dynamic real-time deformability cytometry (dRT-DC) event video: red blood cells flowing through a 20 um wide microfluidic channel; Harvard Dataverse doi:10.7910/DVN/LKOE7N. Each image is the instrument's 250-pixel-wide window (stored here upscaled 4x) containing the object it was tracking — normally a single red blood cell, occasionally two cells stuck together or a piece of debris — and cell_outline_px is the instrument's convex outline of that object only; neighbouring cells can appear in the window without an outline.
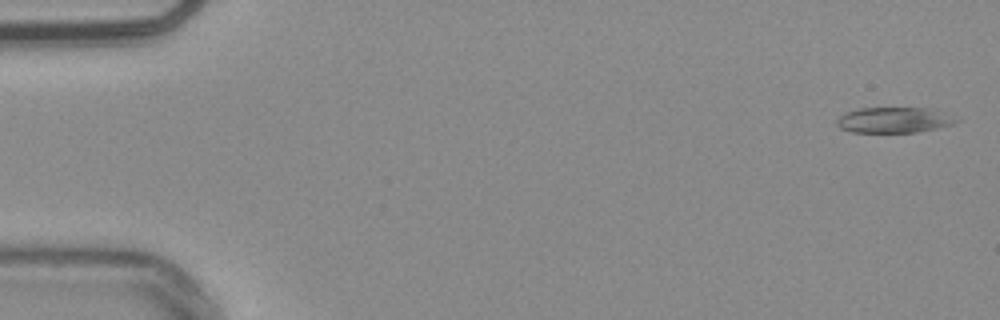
{"species": "common noctule bat (a hibernating species)", "species_latin": "Nyctalus noctula", "temperature_condition": "warm", "stored_images_in_passage": 54, "camera_frame_rate_fps": 3000, "um_per_image_px": 0.085, "animal": {"sex": "male", "body_mass_g": 20.4}, "frame": {"image": 1, "passage_image": 2, "time_ms": 0.333, "image_size_px": [1000, 320], "cell_outline_px": [[960, 120], [952, 124], [936, 128], [916, 132], [852, 132], [840, 128], [836, 124], [836, 120], [840, 116], [848, 112], [860, 108], [932, 108]], "centroid_in_image_um": [75.97, 10.2], "position_along_channel_um": 9.0, "area_um2": 17.57}}
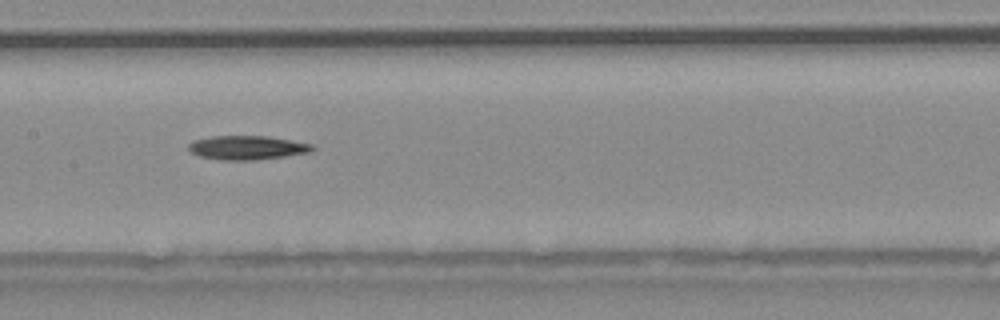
{"frame": {"image": 2, "passage_image": 27, "time_ms": 8.667, "image_size_px": [1000, 320], "cell_outline_px": [[316, 148], [312, 152], [256, 160], [224, 160], [200, 156], [192, 152], [188, 148], [188, 144], [192, 140], [212, 136], [268, 136], [312, 144]], "centroid_in_image_um": [21.02, 12.54], "position_along_channel_um": 186.4, "area_um2": 17.28}}
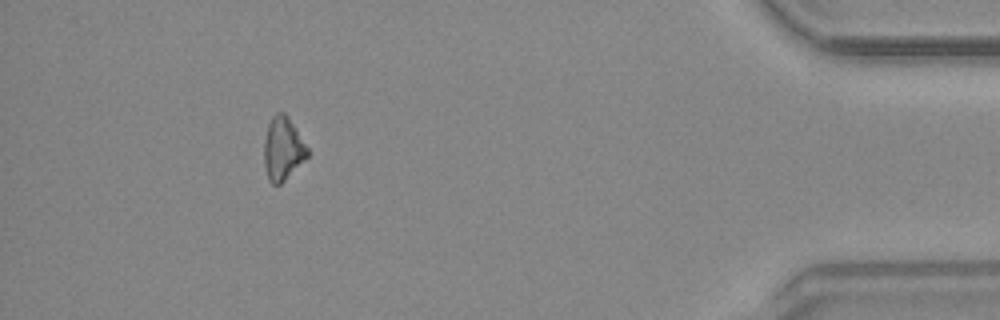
{"frame": {"image": 3, "passage_image": 49, "time_ms": 16.0, "image_size_px": [1000, 320], "cell_outline_px": [[308, 156], [280, 184], [272, 184], [268, 180], [264, 164], [264, 140], [268, 124], [272, 116], [276, 112], [284, 112], [288, 116], [296, 128], [308, 148]], "centroid_in_image_um": [24.02, 12.61], "position_along_channel_um": 411.2, "area_um2": 15.9}, "authors_computed_cell_mechanics": {"area_um2": 17.1377, "velocity_mm_per_s": 3.8259, "shape_relaxation_time_tau1_ms": 2.8162, "shape_relaxation_time_tau2_ms": null, "deformation_change_tau1": 0.0995, "deformation_change_tau2": null}}